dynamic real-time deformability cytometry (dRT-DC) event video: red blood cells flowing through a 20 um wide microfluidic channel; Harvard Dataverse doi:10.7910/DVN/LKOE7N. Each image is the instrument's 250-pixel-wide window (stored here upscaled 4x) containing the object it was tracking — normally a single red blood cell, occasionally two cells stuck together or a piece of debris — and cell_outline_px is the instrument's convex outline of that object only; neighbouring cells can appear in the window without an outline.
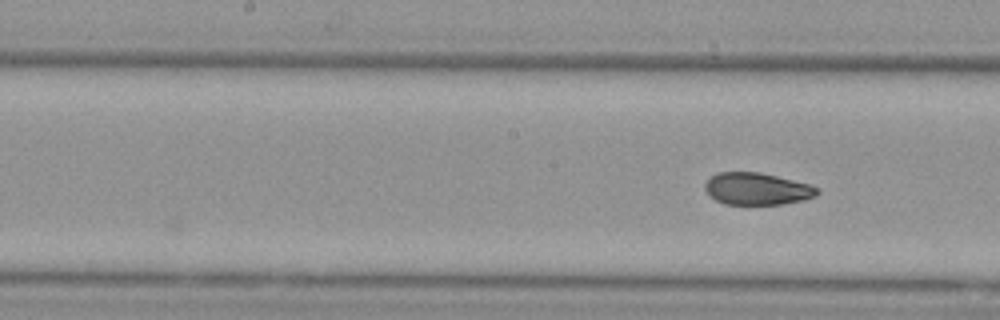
{"species": "Egyptian fruit bat (a non-hibernating species)", "species_latin": "Rousettus aegyptiacus", "temperature_condition": "cold", "stored_images_in_passage": 5, "camera_frame_rate_fps": 3000, "um_per_image_px": 0.085, "animal": {"sex": "female"}, "frame": {"image": 1, "passage_image": 5, "time_ms": 5.333, "image_size_px": [1000, 320], "cell_outline_px": [[820, 192], [816, 196], [804, 200], [784, 204], [724, 204], [716, 200], [704, 188], [704, 184], [712, 176], [720, 172], [760, 172], [808, 184], [816, 188]], "centroid_in_image_um": [64.35, 16.05], "position_along_channel_um": 183.8, "area_um2": 20.75}}